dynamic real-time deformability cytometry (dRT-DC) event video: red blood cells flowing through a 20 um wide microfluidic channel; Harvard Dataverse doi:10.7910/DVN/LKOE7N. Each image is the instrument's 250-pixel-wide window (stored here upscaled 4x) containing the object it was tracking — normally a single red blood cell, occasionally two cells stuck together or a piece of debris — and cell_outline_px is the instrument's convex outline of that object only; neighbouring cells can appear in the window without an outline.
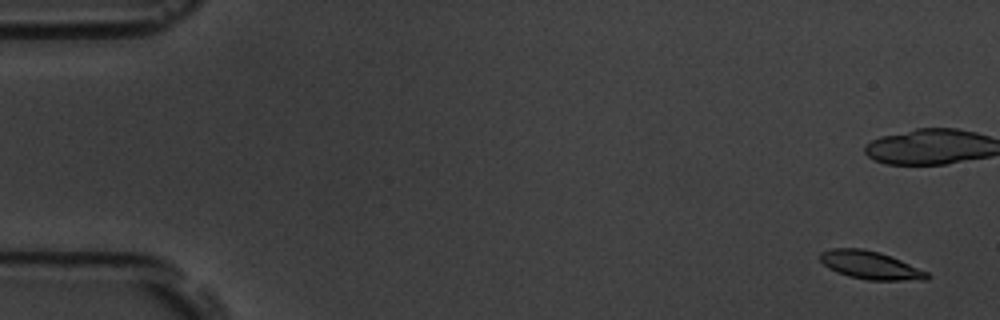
{"species": "common noctule bat (a hibernating species)", "species_latin": "Nyctalus noctula", "temperature_condition": "room temperature", "stored_images_in_passage": 7, "camera_frame_rate_fps": 3000, "um_per_image_px": 0.085, "animal": {"sex": "male", "body_mass_g": 19.5, "forearm_length_mm": 54.6}, "frame": {"image": 1, "passage_image": 1, "time_ms": 0.0, "image_size_px": [1000, 320], "cell_outline_px": [[932, 276], [928, 280], [868, 280], [848, 276], [836, 272], [828, 268], [820, 260], [820, 252], [832, 248], [860, 248], [880, 252], [900, 260], [928, 272]], "centroid_in_image_um": [73.98, 22.54], "position_along_channel_um": 11.0, "area_um2": 17.51}}
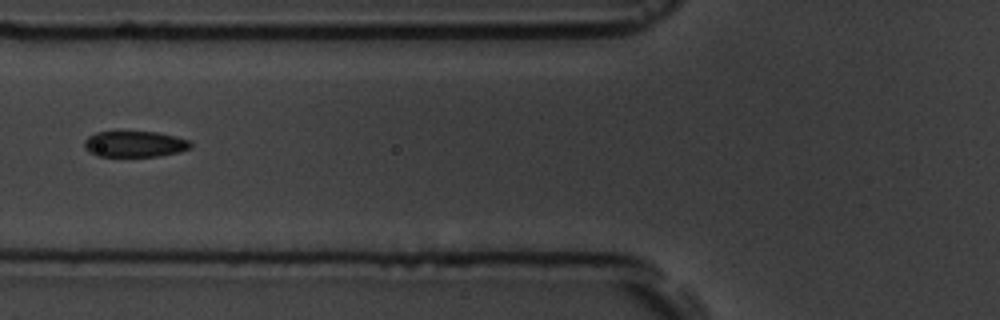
{"frame": {"image": 2, "passage_image": 7, "time_ms": 7.667, "image_size_px": [1000, 320], "cell_outline_px": [[192, 148], [180, 152], [160, 156], [96, 156], [84, 148], [84, 140], [88, 136], [96, 132], [156, 132], [176, 136], [188, 140], [192, 144]], "centroid_in_image_um": [11.46, 12.25], "position_along_channel_um": 114.3, "area_um2": 16.18}}